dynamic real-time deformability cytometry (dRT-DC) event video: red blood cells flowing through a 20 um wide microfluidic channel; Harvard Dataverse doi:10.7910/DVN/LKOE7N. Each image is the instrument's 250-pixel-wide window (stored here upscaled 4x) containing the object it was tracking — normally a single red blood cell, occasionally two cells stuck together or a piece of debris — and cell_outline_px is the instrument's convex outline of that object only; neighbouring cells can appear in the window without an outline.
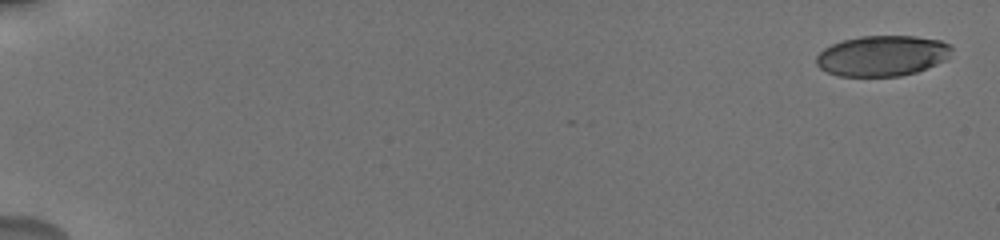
{"species": "human", "species_latin": "Homo sapiens", "temperature_condition": "cold", "stored_images_in_passage": 7, "camera_frame_rate_fps": 3000, "um_per_image_px": 0.085, "donor": {"sex": "male"}, "frame": {"image": 1, "passage_image": 1, "time_ms": 0.0, "image_size_px": [1000, 240], "cell_outline_px": [[952, 48], [948, 60], [916, 72], [900, 76], [840, 76], [828, 72], [820, 68], [816, 64], [816, 56], [824, 48], [832, 44], [844, 40], [860, 36], [916, 36], [940, 40], [948, 44]], "centroid_in_image_um": [75.01, 4.74], "position_along_channel_um": 10.0, "area_um2": 32.08}}
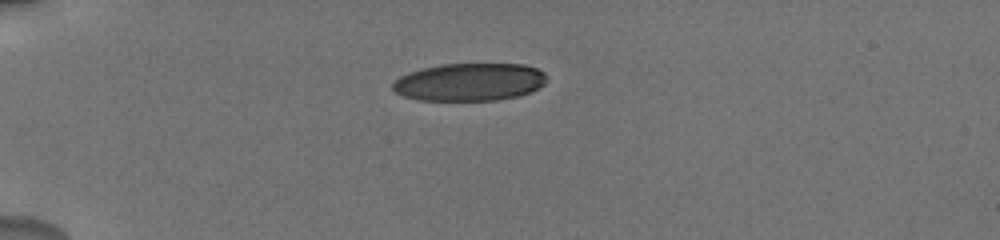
{"frame": {"image": 2, "passage_image": 5, "time_ms": 5.0, "image_size_px": [1000, 240], "cell_outline_px": [[548, 76], [544, 84], [528, 92], [516, 96], [496, 100], [416, 100], [404, 96], [396, 92], [392, 88], [392, 84], [400, 76], [408, 72], [424, 68], [444, 64], [524, 64], [536, 68], [544, 72]], "centroid_in_image_um": [39.9, 6.97], "position_along_channel_um": 45.1, "area_um2": 33.7}}
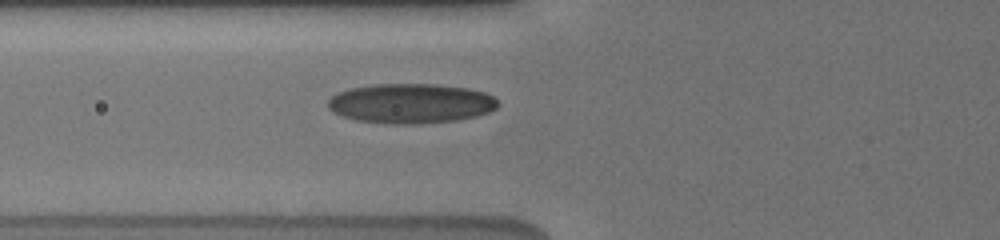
{"frame": {"image": 3, "passage_image": 7, "time_ms": 7.333, "image_size_px": [1000, 240], "cell_outline_px": [[500, 104], [496, 108], [488, 112], [476, 116], [456, 120], [420, 124], [392, 124], [356, 120], [332, 112], [328, 108], [328, 100], [336, 92], [348, 88], [372, 84], [436, 84], [468, 88], [484, 92], [492, 96]], "centroid_in_image_um": [34.89, 8.79], "position_along_channel_um": 90.9, "area_um2": 39.59}}